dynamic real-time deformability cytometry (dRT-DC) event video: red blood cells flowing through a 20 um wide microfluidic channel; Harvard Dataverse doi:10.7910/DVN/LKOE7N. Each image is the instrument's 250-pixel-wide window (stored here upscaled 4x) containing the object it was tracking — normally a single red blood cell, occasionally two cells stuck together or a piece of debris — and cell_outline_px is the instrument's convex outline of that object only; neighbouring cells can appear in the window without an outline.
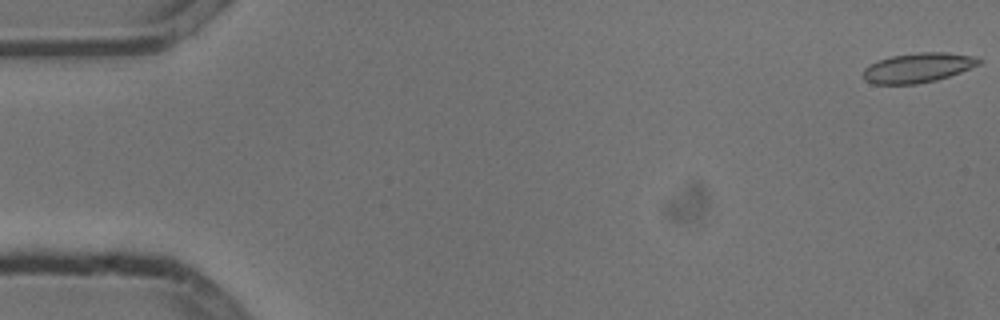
{"species": "common noctule bat (a hibernating species)", "species_latin": "Nyctalus noctula", "temperature_condition": "cold", "stored_images_in_passage": 5, "camera_frame_rate_fps": 3000, "um_per_image_px": 0.085, "animal": {"sex": "male", "body_mass_g": 13.3}, "frame": {"image": 1, "passage_image": 1, "time_ms": 0.0, "image_size_px": [1000, 320], "cell_outline_px": [[984, 60], [980, 64], [960, 72], [936, 80], [916, 84], [872, 84], [864, 80], [864, 68], [880, 60], [892, 56], [920, 52], [948, 52], [976, 56]], "centroid_in_image_um": [78.07, 5.75], "position_along_channel_um": 6.9, "area_um2": 19.94}}